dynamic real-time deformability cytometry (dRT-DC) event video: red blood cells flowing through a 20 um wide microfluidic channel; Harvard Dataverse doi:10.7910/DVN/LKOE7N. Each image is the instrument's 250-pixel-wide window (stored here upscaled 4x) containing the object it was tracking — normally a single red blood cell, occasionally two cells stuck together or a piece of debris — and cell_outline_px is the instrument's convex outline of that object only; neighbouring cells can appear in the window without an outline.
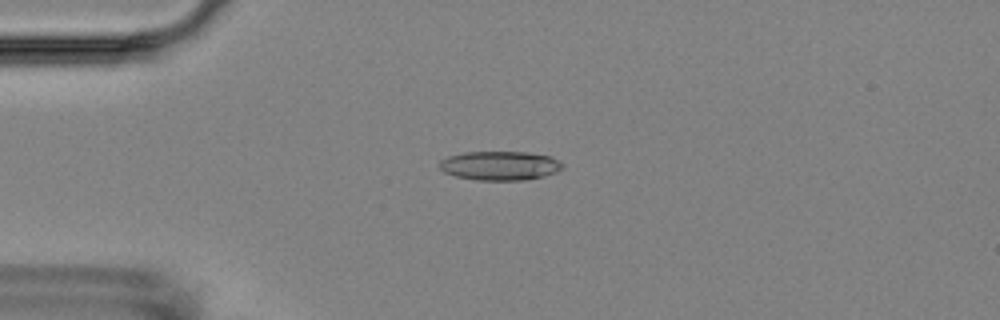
{"species": "Egyptian fruit bat (a non-hibernating species)", "species_latin": "Rousettus aegyptiacus", "temperature_condition": "room temperature", "stored_images_in_passage": 4, "camera_frame_rate_fps": 3000, "um_per_image_px": 0.085, "animal": {"sex": "female"}, "frame": {"image": 1, "passage_image": 3, "time_ms": 2.333, "image_size_px": [1000, 320], "cell_outline_px": [[564, 168], [556, 172], [544, 176], [524, 180], [476, 180], [456, 176], [444, 172], [440, 168], [440, 160], [448, 156], [464, 152], [528, 152], [552, 156], [564, 164]], "centroid_in_image_um": [42.53, 14.08], "position_along_channel_um": 42.5, "area_um2": 20.98}}